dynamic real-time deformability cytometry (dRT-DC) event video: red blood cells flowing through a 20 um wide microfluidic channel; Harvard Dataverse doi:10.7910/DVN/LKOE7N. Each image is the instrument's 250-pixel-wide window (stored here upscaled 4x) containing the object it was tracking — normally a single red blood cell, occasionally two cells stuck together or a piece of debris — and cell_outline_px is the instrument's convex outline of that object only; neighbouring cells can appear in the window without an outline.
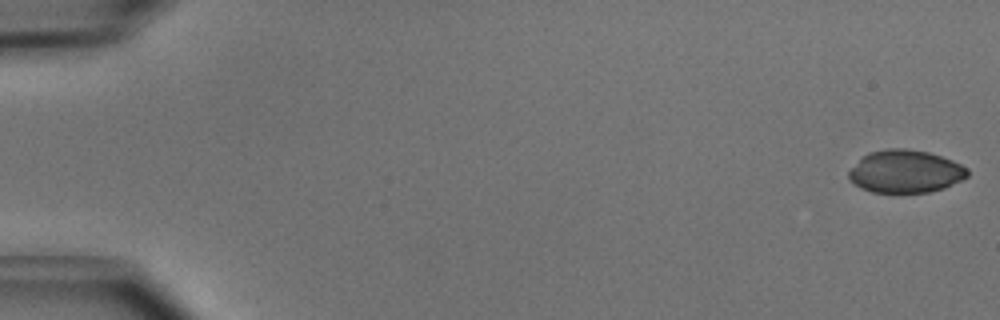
{"species": "common noctule bat (a hibernating species)", "species_latin": "Nyctalus noctula", "temperature_condition": "cold", "stored_images_in_passage": 16, "camera_frame_rate_fps": 3000, "um_per_image_px": 0.085, "animal": {"sex": "male", "body_mass_g": 15.6}, "frame": {"image": 1, "passage_image": 1, "time_ms": 0.0, "image_size_px": [1000, 320], "cell_outline_px": [[968, 176], [944, 188], [928, 192], [872, 192], [860, 188], [848, 180], [848, 172], [868, 152], [888, 148], [904, 148], [928, 152], [952, 160], [968, 168]], "centroid_in_image_um": [76.94, 14.57], "position_along_channel_um": 8.1, "area_um2": 29.42}}
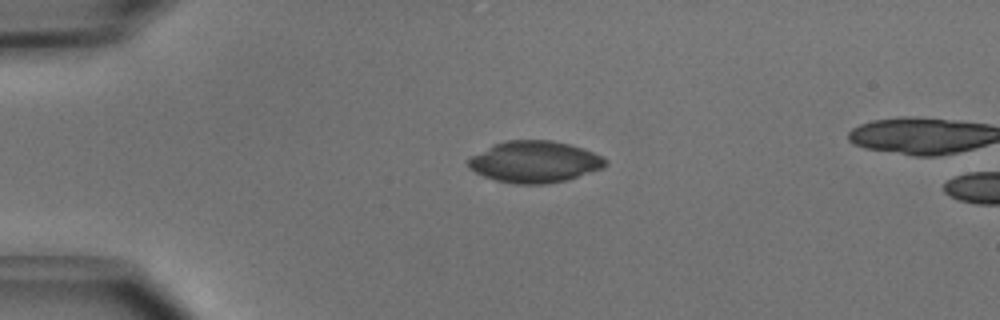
{"frame": {"image": 2, "passage_image": 12, "time_ms": 3.667, "image_size_px": [1000, 320], "cell_outline_px": [[608, 164], [604, 168], [564, 180], [544, 184], [516, 184], [496, 180], [484, 176], [468, 168], [468, 160], [472, 156], [492, 144], [504, 140], [552, 140], [584, 148], [604, 156], [608, 160]], "centroid_in_image_um": [45.47, 13.74], "position_along_channel_um": 39.5, "area_um2": 33.29}}